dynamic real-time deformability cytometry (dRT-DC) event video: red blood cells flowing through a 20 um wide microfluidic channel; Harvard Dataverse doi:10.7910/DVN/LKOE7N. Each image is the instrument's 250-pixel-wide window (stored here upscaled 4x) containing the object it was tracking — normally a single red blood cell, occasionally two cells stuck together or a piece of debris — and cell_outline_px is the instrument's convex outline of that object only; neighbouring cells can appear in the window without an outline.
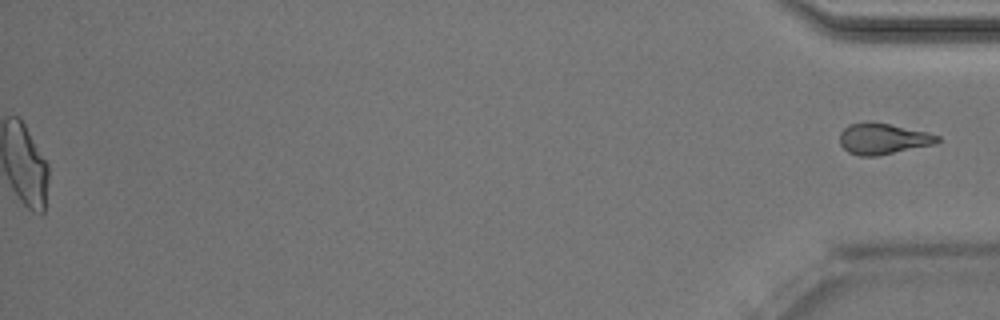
{"species": "Egyptian fruit bat (a non-hibernating species)", "species_latin": "Rousettus aegyptiacus", "temperature_condition": "room temperature", "stored_images_in_passage": 47, "segment_of_instrument_passage": [2, 2], "camera_frame_rate_fps": 3000, "um_per_image_px": 0.085, "animal": {"sex": "male"}, "frame": {"image": 1, "passage_image": 47, "time_ms": 15.333, "image_size_px": [1000, 320], "cell_outline_px": [[940, 140], [936, 144], [876, 156], [860, 156], [848, 152], [840, 144], [840, 132], [848, 124], [864, 120], [868, 120], [928, 132], [940, 136]], "centroid_in_image_um": [75.03, 11.78], "position_along_channel_um": 360.2, "area_um2": 17.86}}